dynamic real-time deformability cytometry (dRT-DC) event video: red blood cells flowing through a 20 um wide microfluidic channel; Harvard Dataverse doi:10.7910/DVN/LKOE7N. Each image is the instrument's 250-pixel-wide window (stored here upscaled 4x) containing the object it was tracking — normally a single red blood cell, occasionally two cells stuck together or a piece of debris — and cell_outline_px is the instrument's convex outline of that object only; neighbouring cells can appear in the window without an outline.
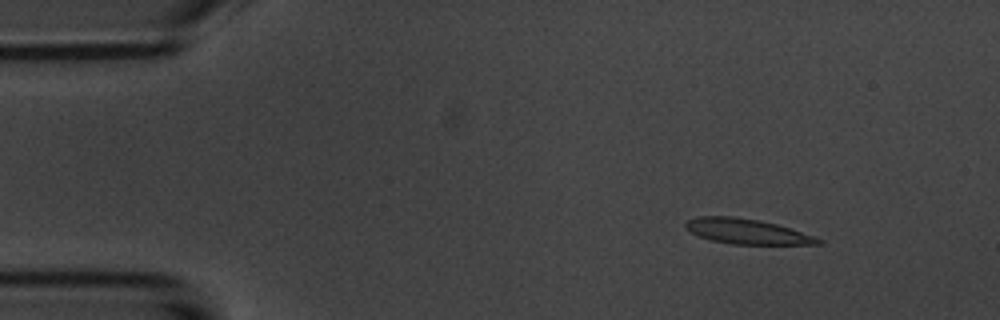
{"species": "common noctule bat (a hibernating species)", "species_latin": "Nyctalus noctula", "temperature_condition": "room temperature", "stored_images_in_passage": 3, "camera_frame_rate_fps": 3000, "um_per_image_px": 0.085, "animal": {"sex": "male", "body_mass_g": 20.1, "forearm_length_mm": 53.5}, "frame": {"image": 1, "passage_image": 1, "time_ms": 0.0, "image_size_px": [1000, 320], "cell_outline_px": [[824, 244], [732, 244], [712, 240], [700, 236], [692, 232], [684, 224], [688, 220], [700, 216], [732, 216], [760, 220], [776, 224], [824, 240]], "centroid_in_image_um": [63.49, 19.67], "position_along_channel_um": 21.5, "area_um2": 19.02}}